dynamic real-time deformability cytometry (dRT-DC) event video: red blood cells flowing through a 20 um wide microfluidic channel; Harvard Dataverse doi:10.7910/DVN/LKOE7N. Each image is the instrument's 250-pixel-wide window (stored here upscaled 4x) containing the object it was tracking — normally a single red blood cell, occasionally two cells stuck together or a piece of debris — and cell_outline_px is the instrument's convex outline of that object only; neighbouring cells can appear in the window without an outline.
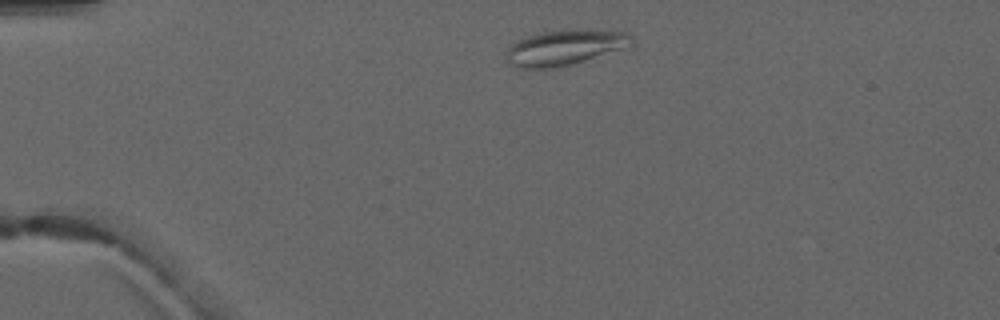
{"species": "common noctule bat (a hibernating species)", "species_latin": "Nyctalus noctula", "temperature_condition": "warm", "stored_images_in_passage": 2, "camera_frame_rate_fps": 3000, "um_per_image_px": 0.085, "animal": {"sex": "male", "forearm_length_mm": 52.5}, "frame": {"image": 1, "passage_image": 1, "time_ms": 0.0, "image_size_px": [1000, 320], "cell_outline_px": [[636, 40], [632, 44], [584, 60], [552, 68], [520, 68], [508, 64], [504, 56], [504, 52], [512, 44], [536, 32], [628, 32]], "centroid_in_image_um": [47.88, 4.08], "position_along_channel_um": 37.1, "area_um2": 24.51}}